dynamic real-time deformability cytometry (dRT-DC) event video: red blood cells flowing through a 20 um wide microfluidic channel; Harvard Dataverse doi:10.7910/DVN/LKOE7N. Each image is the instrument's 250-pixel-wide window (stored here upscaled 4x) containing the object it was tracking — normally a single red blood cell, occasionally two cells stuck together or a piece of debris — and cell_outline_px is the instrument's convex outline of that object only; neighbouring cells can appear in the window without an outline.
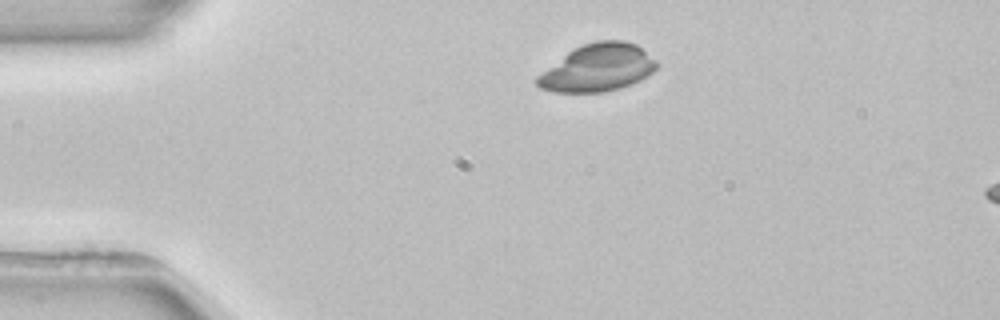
{"species": "common noctule bat (a hibernating species)", "species_latin": "Nyctalus noctula", "temperature_condition": "room temperature", "stored_images_in_passage": 4, "segment_of_instrument_passage": [1, 2], "camera_frame_rate_fps": 3000, "um_per_image_px": 0.085, "animal": {"sex": "female", "body_mass_g": 22.7, "forearm_length_mm": 54.2}, "frame": {"image": 1, "passage_image": 2, "time_ms": 1.333, "image_size_px": [1000, 320], "cell_outline_px": [[660, 64], [648, 76], [640, 80], [620, 88], [604, 92], [552, 92], [540, 88], [536, 84], [536, 76], [568, 52], [584, 44], [596, 40], [624, 40], [636, 44], [656, 60]], "centroid_in_image_um": [50.81, 5.77], "position_along_channel_um": 34.2, "area_um2": 32.95}}